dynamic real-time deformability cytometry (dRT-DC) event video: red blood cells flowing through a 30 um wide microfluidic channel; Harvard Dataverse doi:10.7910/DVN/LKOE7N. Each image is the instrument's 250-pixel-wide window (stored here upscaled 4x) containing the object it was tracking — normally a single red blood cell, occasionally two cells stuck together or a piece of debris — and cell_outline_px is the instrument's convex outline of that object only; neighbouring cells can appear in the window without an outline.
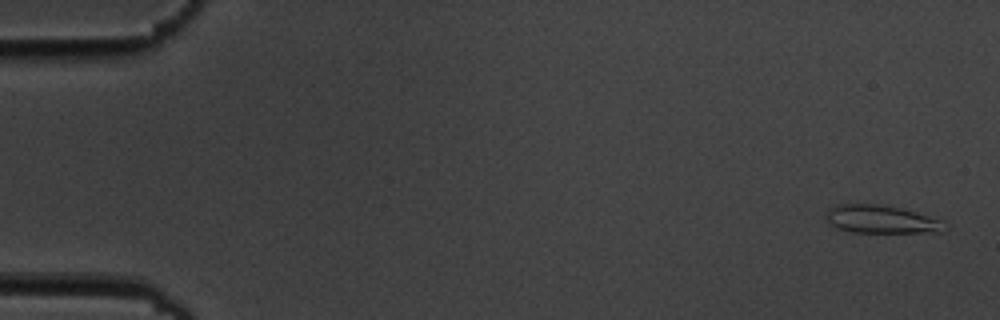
{"species": "common noctule bat (a hibernating species)", "species_latin": "Nyctalus noctula", "temperature_condition": "cold", "stored_images_in_passage": 4, "camera_frame_rate_fps": 3000, "um_per_image_px": 0.085, "animal": {"sex": "male", "body_mass_g": 19.5, "forearm_length_mm": 54.6}, "frame": {"image": 1, "passage_image": 1, "time_ms": 0.0, "image_size_px": [1000, 320], "cell_outline_px": [[948, 228], [944, 232], [852, 232], [836, 228], [828, 224], [824, 212], [828, 208], [836, 204], [876, 204], [900, 208], [944, 220]], "centroid_in_image_um": [74.88, 18.65], "position_along_channel_um": 10.1, "area_um2": 19.65}}